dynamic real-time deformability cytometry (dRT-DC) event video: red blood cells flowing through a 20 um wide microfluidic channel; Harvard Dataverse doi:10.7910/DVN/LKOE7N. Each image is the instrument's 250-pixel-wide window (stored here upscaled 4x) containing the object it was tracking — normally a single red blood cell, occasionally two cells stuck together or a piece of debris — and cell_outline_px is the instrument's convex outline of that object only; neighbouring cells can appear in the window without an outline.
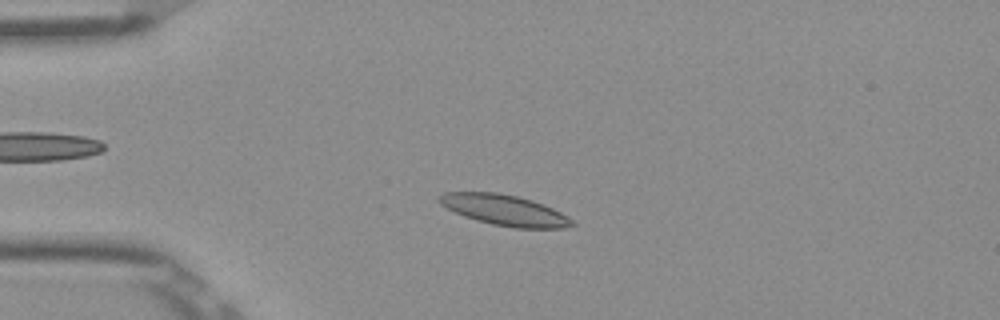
{"species": "Egyptian fruit bat (a non-hibernating species)", "species_latin": "Rousettus aegyptiacus", "temperature_condition": "room temperature", "stored_images_in_passage": 51, "camera_frame_rate_fps": 3000, "um_per_image_px": 0.085, "frame": {"image": 1, "passage_image": 11, "time_ms": 3.333, "image_size_px": [1000, 320], "cell_outline_px": [[576, 224], [564, 228], [516, 228], [492, 224], [476, 220], [464, 216], [440, 204], [436, 200], [444, 192], [496, 192], [516, 196], [532, 200], [544, 204], [568, 216]], "centroid_in_image_um": [42.89, 17.86], "position_along_channel_um": 42.1, "area_um2": 23.64}}
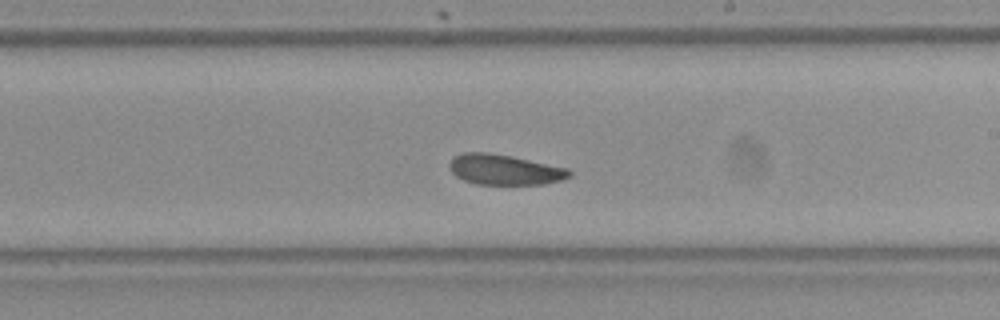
{"frame": {"image": 2, "passage_image": 29, "time_ms": 9.333, "image_size_px": [1000, 320], "cell_outline_px": [[572, 176], [560, 180], [544, 184], [476, 184], [464, 180], [456, 176], [452, 172], [448, 164], [452, 156], [464, 152], [488, 152], [512, 156], [568, 168], [572, 172]], "centroid_in_image_um": [42.87, 14.41], "position_along_channel_um": 246.1, "area_um2": 21.33}}
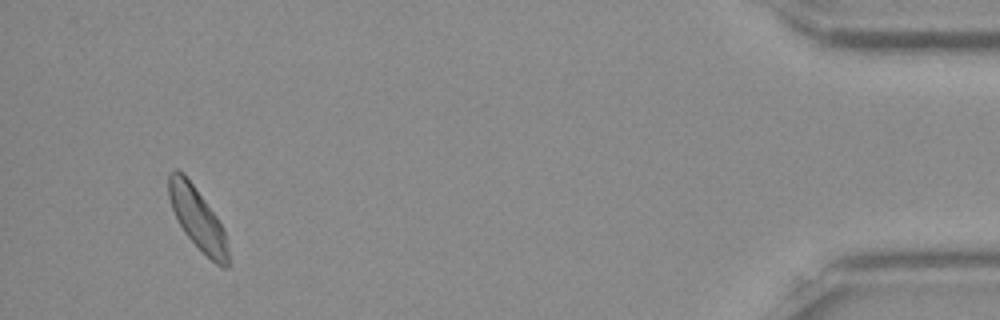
{"frame": {"image": 3, "passage_image": 48, "time_ms": 15.667, "image_size_px": [1000, 320], "cell_outline_px": [[232, 264], [228, 268], [220, 268], [184, 232], [172, 208], [168, 196], [168, 176], [176, 168], [184, 172], [216, 216], [224, 228]], "centroid_in_image_um": [16.84, 18.61], "position_along_channel_um": 418.4, "area_um2": 21.44}, "authors_computed_cell_mechanics": {"area_um2": 22.0796, "velocity_mm_per_s": 3.8458, "shape_relaxation_time_tau1_ms": 7.1825, "shape_relaxation_time_tau2_ms": 7.0721, "deformation_change_tau1": 0.1259, "deformation_change_tau2": 0.1501}}